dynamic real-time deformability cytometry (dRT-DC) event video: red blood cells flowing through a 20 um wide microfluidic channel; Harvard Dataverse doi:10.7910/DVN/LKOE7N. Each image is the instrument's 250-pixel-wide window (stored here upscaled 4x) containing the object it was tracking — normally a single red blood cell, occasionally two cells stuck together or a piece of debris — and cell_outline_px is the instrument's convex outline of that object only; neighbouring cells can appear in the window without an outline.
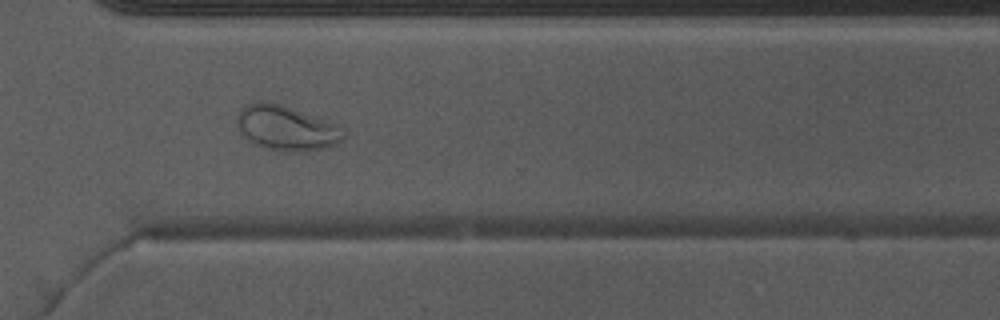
{"species": "Egyptian fruit bat (a non-hibernating species)", "species_latin": "Rousettus aegyptiacus", "temperature_condition": "warm", "stored_images_in_passage": 30, "camera_frame_rate_fps": 3000, "um_per_image_px": 0.085, "animal": {"sex": "male"}, "frame": {"image": 1, "passage_image": 26, "time_ms": 8.333, "image_size_px": [1000, 320], "cell_outline_px": [[344, 140], [336, 144], [324, 148], [288, 152], [264, 148], [252, 144], [240, 132], [236, 124], [236, 120], [240, 112], [248, 104], [260, 100], [268, 100], [280, 104], [336, 124], [344, 132]], "centroid_in_image_um": [24.3, 10.89], "position_along_channel_um": 346.3, "area_um2": 27.63}}